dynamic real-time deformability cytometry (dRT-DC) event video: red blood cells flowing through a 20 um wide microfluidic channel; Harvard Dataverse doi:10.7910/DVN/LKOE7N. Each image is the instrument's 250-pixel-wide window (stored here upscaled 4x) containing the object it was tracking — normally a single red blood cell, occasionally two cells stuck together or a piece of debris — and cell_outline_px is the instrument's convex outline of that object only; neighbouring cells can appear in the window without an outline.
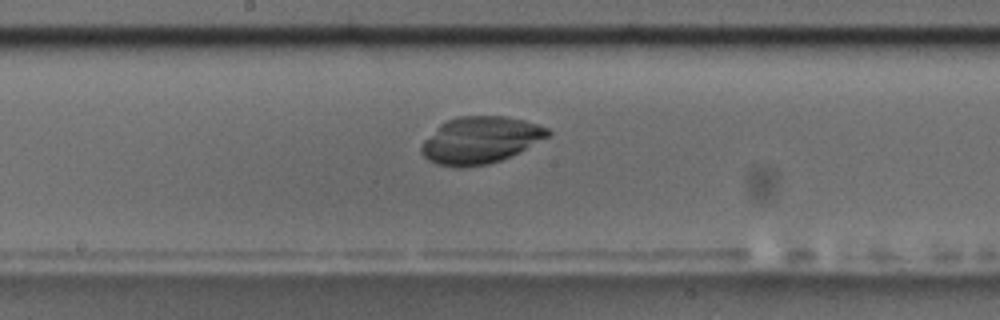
{"species": "common noctule bat (a hibernating species)", "species_latin": "Nyctalus noctula", "temperature_condition": "room temperature", "stored_images_in_passage": 38, "camera_frame_rate_fps": 3000, "um_per_image_px": 0.085, "animal": {"sex": "male", "body_mass_g": 17.5, "forearm_length_mm": 52.3}, "frame": {"image": 1, "passage_image": 15, "time_ms": 4.667, "image_size_px": [1000, 320], "cell_outline_px": [[552, 132], [548, 136], [500, 160], [488, 164], [464, 168], [456, 168], [436, 164], [428, 160], [420, 152], [420, 144], [440, 124], [456, 116], [504, 116], [524, 120], [548, 128]], "centroid_in_image_um": [40.75, 11.91], "position_along_channel_um": 207.4, "area_um2": 34.33}}